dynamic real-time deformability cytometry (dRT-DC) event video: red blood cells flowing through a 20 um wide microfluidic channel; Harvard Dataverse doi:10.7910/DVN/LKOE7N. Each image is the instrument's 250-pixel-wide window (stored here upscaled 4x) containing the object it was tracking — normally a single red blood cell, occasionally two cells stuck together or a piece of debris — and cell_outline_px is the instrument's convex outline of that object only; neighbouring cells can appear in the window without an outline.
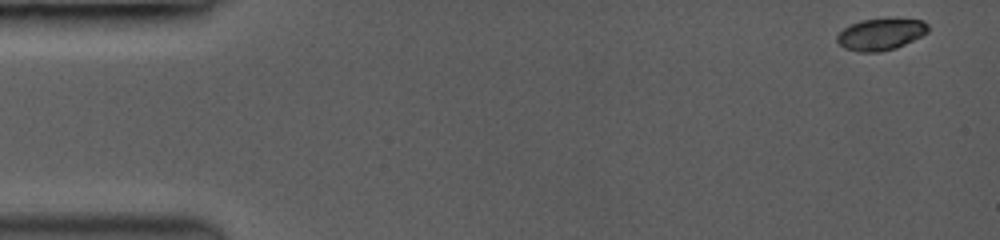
{"species": "common noctule bat (a hibernating species)", "species_latin": "Nyctalus noctula", "temperature_condition": "room temperature", "stored_images_in_passage": 5, "camera_frame_rate_fps": 3500, "um_per_image_px": 0.085, "animal": {"sex": "female", "body_mass_g": 19.0, "forearm_length_mm": 53.3}, "frame": {"image": 1, "passage_image": 1, "time_ms": 0.0, "image_size_px": [1000, 240], "cell_outline_px": [[928, 32], [896, 48], [876, 52], [864, 52], [844, 48], [836, 40], [836, 36], [844, 28], [852, 24], [864, 20], [920, 20], [928, 24]], "centroid_in_image_um": [74.84, 2.94], "position_along_channel_um": 10.2, "area_um2": 16.13}}
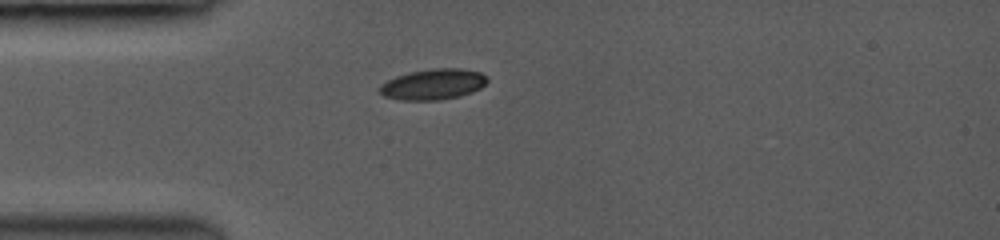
{"frame": {"image": 2, "passage_image": 5, "time_ms": 1.143, "image_size_px": [1000, 240], "cell_outline_px": [[488, 80], [480, 88], [456, 96], [436, 100], [404, 100], [384, 96], [380, 92], [380, 88], [388, 80], [396, 76], [412, 72], [436, 68], [460, 68], [480, 72]], "centroid_in_image_um": [36.81, 7.15], "position_along_channel_um": 48.2, "area_um2": 18.61}}